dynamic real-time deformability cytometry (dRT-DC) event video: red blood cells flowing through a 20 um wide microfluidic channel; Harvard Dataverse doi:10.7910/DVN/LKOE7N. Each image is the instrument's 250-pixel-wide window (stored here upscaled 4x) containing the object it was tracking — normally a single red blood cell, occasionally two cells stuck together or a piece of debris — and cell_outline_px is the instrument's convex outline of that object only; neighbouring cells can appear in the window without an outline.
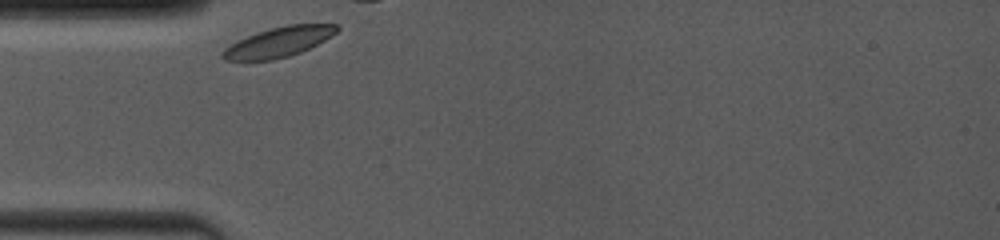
{"species": "common noctule bat (a hibernating species)", "species_latin": "Nyctalus noctula", "temperature_condition": "room temperature", "stored_images_in_passage": 34, "camera_frame_rate_fps": 4000, "um_per_image_px": 0.085, "animal": {"sex": "female", "body_mass_g": 19.0, "forearm_length_mm": 53.3}, "frame": {"image": 1, "passage_image": 1, "time_ms": 0.0, "image_size_px": [1000, 240], "cell_outline_px": [[340, 28], [332, 36], [300, 52], [288, 56], [272, 60], [224, 60], [220, 56], [220, 52], [224, 48], [256, 32], [288, 24], [336, 24]], "centroid_in_image_um": [23.68, 3.57], "position_along_channel_um": 61.3, "area_um2": 19.65}}
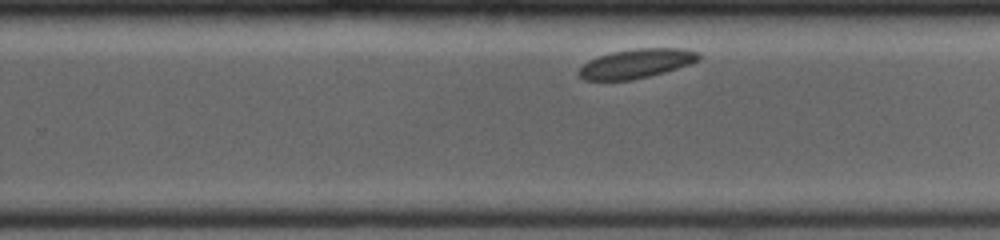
{"frame": {"image": 2, "passage_image": 21, "time_ms": 6.0, "image_size_px": [1000, 240], "cell_outline_px": [[700, 60], [692, 64], [664, 72], [632, 80], [584, 80], [576, 72], [588, 60], [612, 52], [636, 48], [684, 48], [700, 52]], "centroid_in_image_um": [54.13, 5.39], "position_along_channel_um": 275.7, "area_um2": 20.52}}
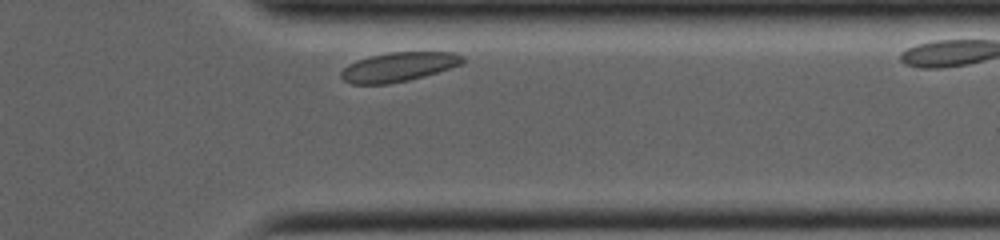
{"frame": {"image": 3, "passage_image": 31, "time_ms": 8.75, "image_size_px": [1000, 240], "cell_outline_px": [[464, 64], [424, 76], [408, 80], [388, 84], [352, 84], [344, 80], [340, 76], [340, 72], [348, 64], [356, 60], [388, 52], [456, 52], [464, 56]], "centroid_in_image_um": [33.9, 5.68], "position_along_channel_um": 377.5, "area_um2": 20.81}}